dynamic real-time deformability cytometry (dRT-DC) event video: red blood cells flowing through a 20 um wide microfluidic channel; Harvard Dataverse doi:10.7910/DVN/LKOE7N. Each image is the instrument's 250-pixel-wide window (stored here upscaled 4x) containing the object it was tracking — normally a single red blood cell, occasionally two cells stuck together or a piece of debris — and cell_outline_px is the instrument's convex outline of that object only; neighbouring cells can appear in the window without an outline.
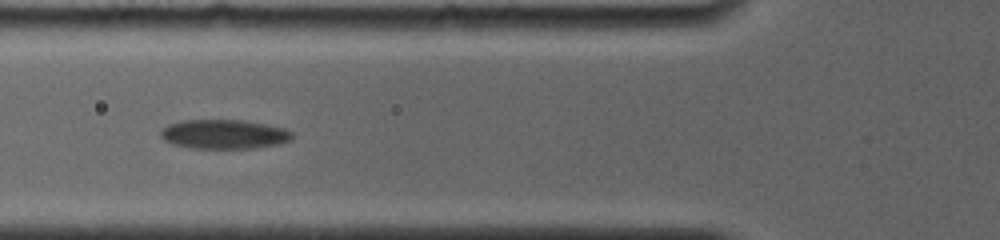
{"species": "common noctule bat (a hibernating species)", "species_latin": "Nyctalus noctula", "temperature_condition": "room temperature", "stored_images_in_passage": 10, "camera_frame_rate_fps": 4000, "um_per_image_px": 0.085, "animal": {"sex": "female", "body_mass_g": 19.0, "forearm_length_mm": 56.7}, "frame": {"image": 1, "passage_image": 6, "time_ms": 2.25, "image_size_px": [1000, 240], "cell_outline_px": [[292, 140], [280, 144], [256, 148], [192, 148], [172, 144], [164, 140], [160, 136], [160, 132], [168, 124], [184, 120], [240, 120], [264, 124], [284, 128], [292, 132]], "centroid_in_image_um": [19.05, 11.41], "position_along_channel_um": 106.8, "area_um2": 22.43}}